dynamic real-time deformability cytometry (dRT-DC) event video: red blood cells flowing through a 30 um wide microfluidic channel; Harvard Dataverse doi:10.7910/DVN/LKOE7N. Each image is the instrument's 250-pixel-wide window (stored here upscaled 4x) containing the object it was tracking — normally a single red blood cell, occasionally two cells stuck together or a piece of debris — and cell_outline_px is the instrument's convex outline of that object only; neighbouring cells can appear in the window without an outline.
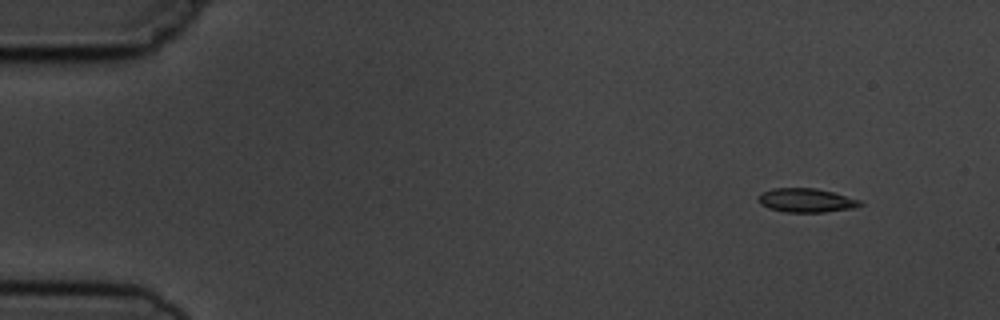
{"species": "common noctule bat (a hibernating species)", "species_latin": "Nyctalus noctula", "temperature_condition": "cold", "stored_images_in_passage": 9, "camera_frame_rate_fps": 3000, "um_per_image_px": 0.085, "animal": {"sex": "male", "body_mass_g": 19.5, "forearm_length_mm": 54.6}, "frame": {"image": 1, "passage_image": 2, "time_ms": 1.0, "image_size_px": [1000, 320], "cell_outline_px": [[864, 204], [856, 208], [824, 212], [784, 212], [768, 208], [760, 204], [756, 200], [756, 196], [760, 192], [772, 188], [816, 188], [832, 192], [860, 200]], "centroid_in_image_um": [68.47, 17.03], "position_along_channel_um": 16.5, "area_um2": 14.45}}
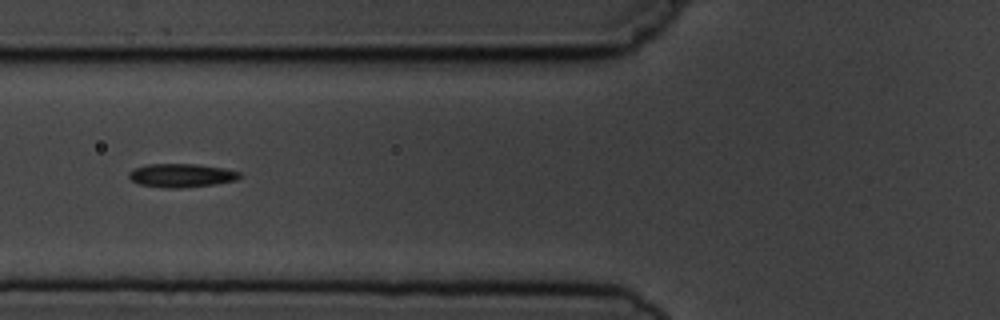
{"frame": {"image": 2, "passage_image": 6, "time_ms": 6.333, "image_size_px": [1000, 320], "cell_outline_px": [[240, 176], [236, 180], [212, 184], [180, 188], [164, 188], [140, 184], [132, 180], [128, 176], [128, 172], [136, 168], [148, 164], [196, 164], [224, 168], [240, 172]], "centroid_in_image_um": [15.4, 14.91], "position_along_channel_um": 110.4, "area_um2": 15.03}}
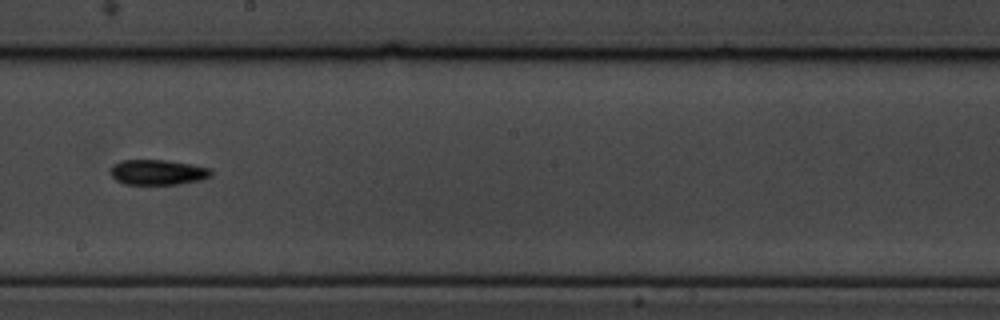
{"frame": {"image": 3, "passage_image": 9, "time_ms": 9.667, "image_size_px": [1000, 320], "cell_outline_px": [[212, 176], [200, 180], [180, 184], [124, 184], [116, 180], [108, 172], [112, 164], [120, 160], [164, 160], [192, 164], [212, 168]], "centroid_in_image_um": [13.39, 14.63], "position_along_channel_um": 234.8, "area_um2": 15.03}}